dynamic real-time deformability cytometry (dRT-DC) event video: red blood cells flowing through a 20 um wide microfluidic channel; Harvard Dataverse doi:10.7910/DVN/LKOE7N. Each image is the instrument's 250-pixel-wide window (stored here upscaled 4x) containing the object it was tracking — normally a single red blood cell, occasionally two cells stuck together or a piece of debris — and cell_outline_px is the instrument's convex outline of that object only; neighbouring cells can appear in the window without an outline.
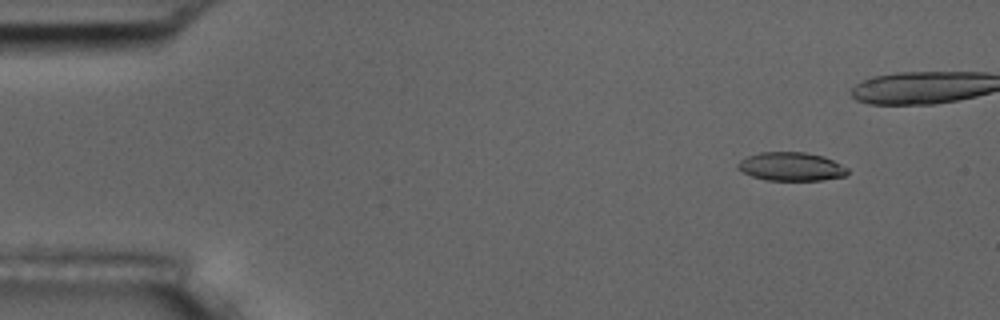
{"species": "common noctule bat (a hibernating species)", "species_latin": "Nyctalus noctula", "temperature_condition": "room temperature", "stored_images_in_passage": 6, "camera_frame_rate_fps": 3000, "um_per_image_px": 0.085, "animal": {"sex": "male", "body_mass_g": 17.5, "forearm_length_mm": 52.3}, "frame": {"image": 1, "passage_image": 2, "time_ms": 1.333, "image_size_px": [1000, 320], "cell_outline_px": [[848, 172], [844, 176], [820, 180], [764, 180], [752, 176], [736, 168], [736, 164], [740, 160], [748, 156], [760, 152], [804, 152], [824, 156], [848, 168]], "centroid_in_image_um": [67.22, 14.15], "position_along_channel_um": 17.8, "area_um2": 18.21}}